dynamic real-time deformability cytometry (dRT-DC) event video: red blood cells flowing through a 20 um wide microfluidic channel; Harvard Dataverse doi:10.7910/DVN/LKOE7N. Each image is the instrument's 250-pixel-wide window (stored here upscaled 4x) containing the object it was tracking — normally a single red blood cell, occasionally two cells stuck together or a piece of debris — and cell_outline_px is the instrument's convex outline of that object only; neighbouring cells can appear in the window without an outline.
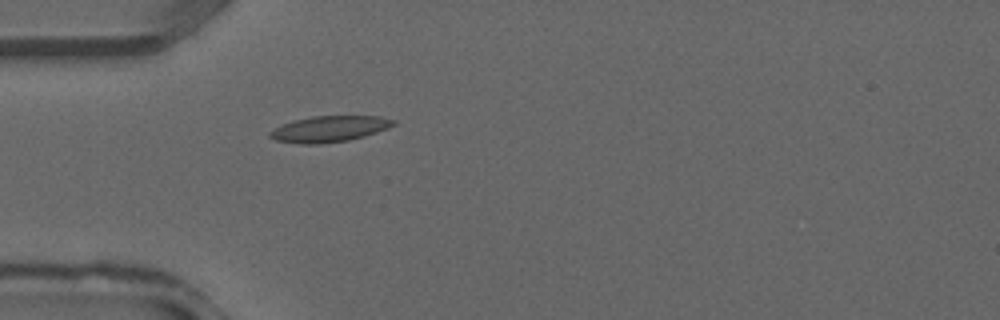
{"species": "common noctule bat (a hibernating species)", "species_latin": "Nyctalus noctula", "temperature_condition": "warm", "stored_images_in_passage": 38, "camera_frame_rate_fps": 3000, "um_per_image_px": 0.085, "animal": {"sex": "male", "forearm_length_mm": 52.5}, "frame": {"image": 1, "passage_image": 12, "time_ms": 3.667, "image_size_px": [1000, 320], "cell_outline_px": [[396, 124], [388, 128], [364, 136], [348, 140], [316, 144], [300, 144], [276, 140], [268, 136], [268, 132], [284, 124], [296, 120], [312, 116], [380, 116], [396, 120]], "centroid_in_image_um": [28.02, 10.96], "position_along_channel_um": 57.0, "area_um2": 18.55}}
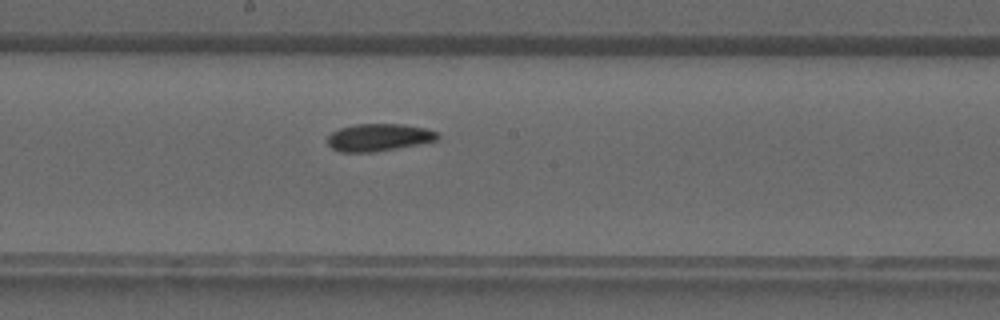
{"frame": {"image": 2, "passage_image": 21, "time_ms": 6.667, "image_size_px": [1000, 320], "cell_outline_px": [[440, 140], [396, 148], [372, 152], [340, 152], [332, 148], [328, 144], [328, 136], [332, 132], [340, 128], [352, 124], [404, 124], [424, 128], [436, 132], [440, 136]], "centroid_in_image_um": [32.19, 11.67], "position_along_channel_um": 216.0, "area_um2": 17.57}}
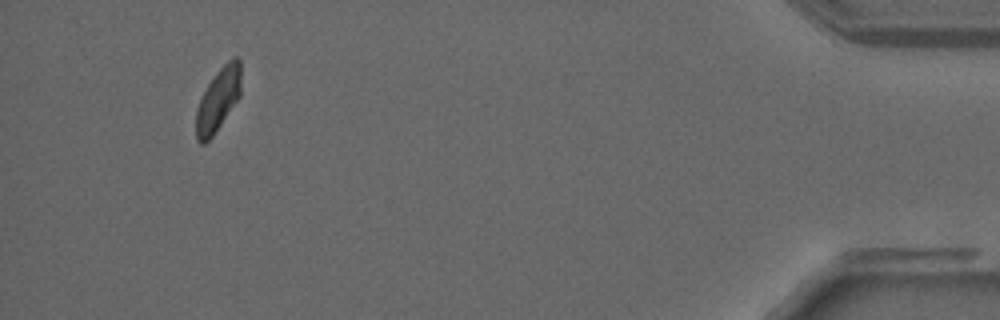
{"frame": {"image": 3, "passage_image": 36, "time_ms": 11.667, "image_size_px": [1000, 320], "cell_outline_px": [[240, 96], [212, 136], [204, 144], [200, 144], [196, 140], [196, 108], [208, 84], [216, 72], [232, 56], [236, 56], [240, 60]], "centroid_in_image_um": [18.53, 8.46], "position_along_channel_um": 416.7, "area_um2": 16.3}}